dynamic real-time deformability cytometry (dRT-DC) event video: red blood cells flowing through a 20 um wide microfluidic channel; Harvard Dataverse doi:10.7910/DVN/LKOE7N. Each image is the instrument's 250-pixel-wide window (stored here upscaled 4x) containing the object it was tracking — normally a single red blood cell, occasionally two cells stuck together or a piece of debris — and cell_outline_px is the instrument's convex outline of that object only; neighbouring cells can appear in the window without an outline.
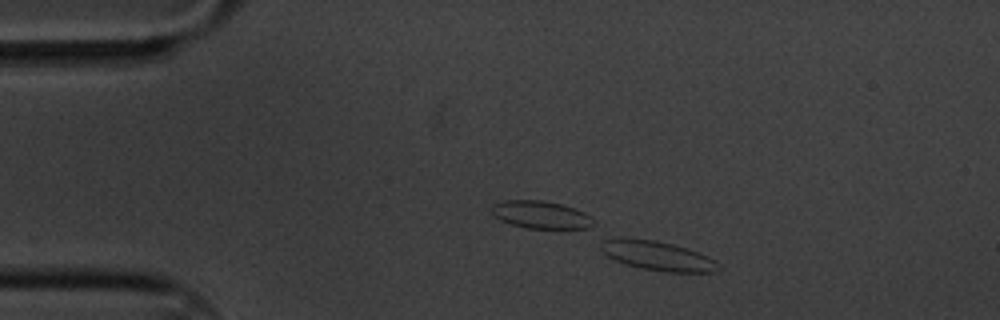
{"species": "common noctule bat (a hibernating species)", "species_latin": "Nyctalus noctula", "temperature_condition": "cold", "stored_images_in_passage": 7, "camera_frame_rate_fps": 3000, "um_per_image_px": 0.085, "animal": {"sex": "male", "body_mass_g": 20.1, "forearm_length_mm": 53.5}, "frame": {"image": 1, "passage_image": 7, "time_ms": 2.0, "image_size_px": [1000, 320], "cell_outline_px": [[724, 268], [716, 272], [668, 272], [640, 268], [624, 264], [600, 252], [600, 244], [604, 240], [616, 236], [624, 236], [656, 240], [688, 248], [708, 256], [716, 260]], "centroid_in_image_um": [55.89, 21.72], "position_along_channel_um": 29.1, "area_um2": 20.75}}